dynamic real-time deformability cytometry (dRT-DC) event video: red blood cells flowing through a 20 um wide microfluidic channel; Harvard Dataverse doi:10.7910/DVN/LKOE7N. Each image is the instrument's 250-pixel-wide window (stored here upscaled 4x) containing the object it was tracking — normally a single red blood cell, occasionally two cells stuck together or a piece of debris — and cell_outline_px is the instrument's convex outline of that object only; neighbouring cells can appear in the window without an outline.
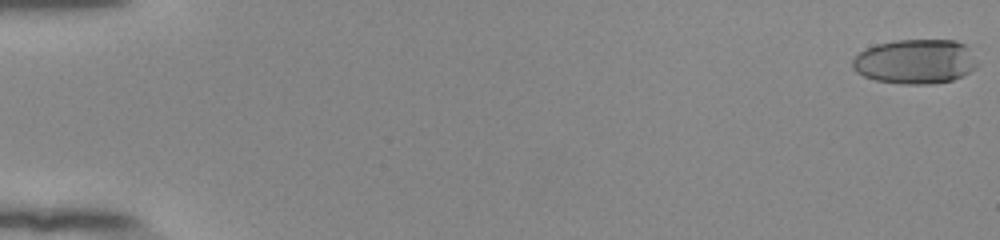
{"species": "human", "species_latin": "Homo sapiens", "temperature_condition": "room temperature", "stored_images_in_passage": 55, "camera_frame_rate_fps": 3000, "um_per_image_px": 0.085, "donor": {"sex": "female"}, "frame": {"image": 1, "passage_image": 1, "time_ms": 0.0, "image_size_px": [1000, 240], "cell_outline_px": [[980, 64], [976, 68], [952, 80], [928, 84], [900, 84], [876, 80], [864, 76], [856, 72], [852, 68], [852, 60], [860, 52], [876, 44], [896, 40], [952, 40], [964, 44]], "centroid_in_image_um": [77.79, 5.23], "position_along_channel_um": 7.2, "area_um2": 32.31}}
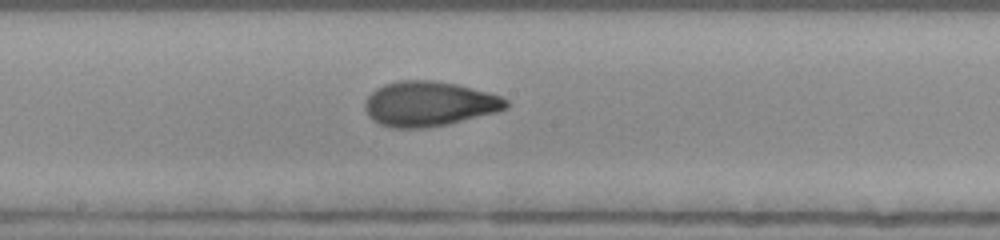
{"frame": {"image": 2, "passage_image": 31, "time_ms": 10.0, "image_size_px": [1000, 240], "cell_outline_px": [[508, 108], [496, 112], [448, 124], [424, 128], [392, 128], [380, 124], [372, 120], [368, 116], [364, 108], [364, 104], [368, 96], [376, 88], [384, 84], [400, 80], [436, 80], [456, 84], [488, 92], [500, 96], [508, 100]], "centroid_in_image_um": [36.45, 8.82], "position_along_channel_um": 211.8, "area_um2": 37.05}}
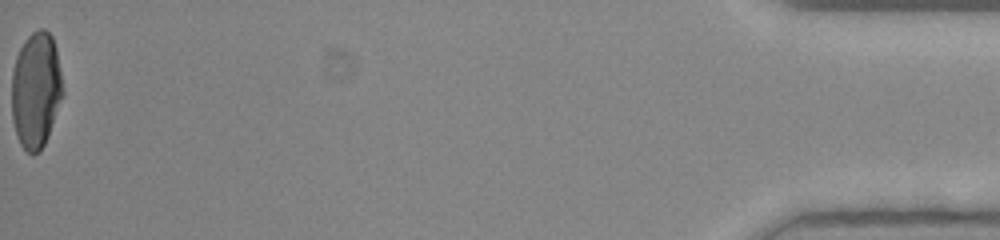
{"frame": {"image": 3, "passage_image": 55, "time_ms": 18.0, "image_size_px": [1000, 240], "cell_outline_px": [[64, 92], [48, 136], [40, 152], [32, 156], [20, 144], [16, 136], [12, 120], [12, 72], [16, 56], [24, 40], [32, 32], [40, 28], [44, 28], [52, 36], [56, 48]], "centroid_in_image_um": [3.05, 7.67], "position_along_channel_um": 432.2, "area_um2": 34.8}, "authors_computed_cell_mechanics": {"area_um2": 35.1424, "velocity_mm_per_s": 3.9121, "shape_relaxation_time_tau1_ms": 6.5488, "shape_relaxation_time_tau2_ms": 0.9478, "deformation_change_tau1": 0.2127, "deformation_change_tau2": 0.0687}}